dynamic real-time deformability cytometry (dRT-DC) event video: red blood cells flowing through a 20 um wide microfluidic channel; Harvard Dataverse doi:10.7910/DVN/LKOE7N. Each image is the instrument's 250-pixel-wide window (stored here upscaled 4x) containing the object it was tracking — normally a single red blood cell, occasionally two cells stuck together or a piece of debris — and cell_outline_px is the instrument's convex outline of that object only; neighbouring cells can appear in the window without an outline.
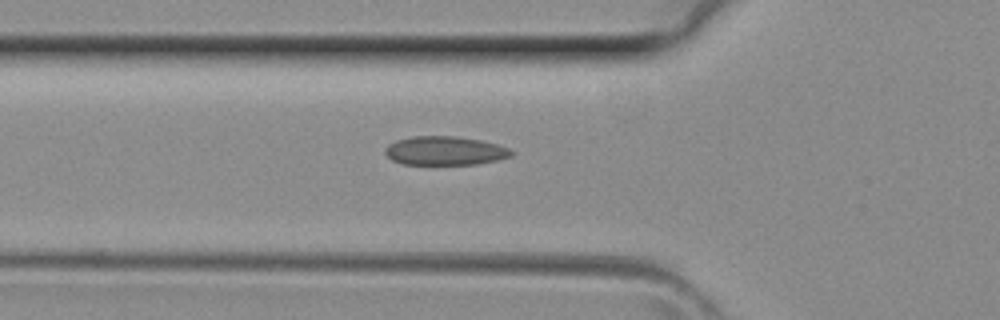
{"species": "common noctule bat (a hibernating species)", "species_latin": "Nyctalus noctula", "temperature_condition": "room temperature", "stored_images_in_passage": 4, "camera_frame_rate_fps": 3000, "um_per_image_px": 0.085, "animal": {"sex": "female", "body_mass_g": 29.2, "forearm_length_mm": 56.3}, "frame": {"image": 1, "passage_image": 4, "time_ms": 1.0, "image_size_px": [1000, 320], "cell_outline_px": [[512, 156], [496, 160], [476, 164], [400, 164], [392, 160], [384, 152], [384, 148], [388, 144], [396, 140], [412, 136], [456, 136], [480, 140], [496, 144], [508, 148], [512, 152]], "centroid_in_image_um": [37.77, 12.81], "position_along_channel_um": 88.0, "area_um2": 21.15}}